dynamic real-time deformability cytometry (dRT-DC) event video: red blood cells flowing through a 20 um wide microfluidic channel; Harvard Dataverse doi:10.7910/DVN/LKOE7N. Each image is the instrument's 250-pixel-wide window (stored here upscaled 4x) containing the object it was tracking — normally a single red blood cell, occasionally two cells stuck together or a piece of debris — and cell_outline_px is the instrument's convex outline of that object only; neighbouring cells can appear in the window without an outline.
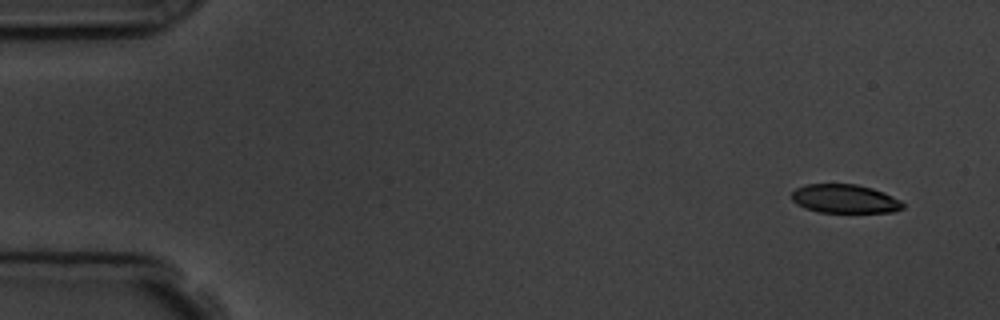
{"species": "common noctule bat (a hibernating species)", "species_latin": "Nyctalus noctula", "temperature_condition": "room temperature", "stored_images_in_passage": 4, "camera_frame_rate_fps": 3000, "um_per_image_px": 0.085, "animal": {"sex": "male", "body_mass_g": 19.5, "forearm_length_mm": 54.6}, "frame": {"image": 1, "passage_image": 1, "time_ms": 0.0, "image_size_px": [1000, 320], "cell_outline_px": [[904, 208], [892, 212], [820, 212], [804, 208], [796, 204], [792, 200], [792, 192], [796, 188], [808, 184], [856, 184], [872, 188], [892, 196], [900, 200], [904, 204]], "centroid_in_image_um": [71.79, 16.9], "position_along_channel_um": 13.2, "area_um2": 18.55}}